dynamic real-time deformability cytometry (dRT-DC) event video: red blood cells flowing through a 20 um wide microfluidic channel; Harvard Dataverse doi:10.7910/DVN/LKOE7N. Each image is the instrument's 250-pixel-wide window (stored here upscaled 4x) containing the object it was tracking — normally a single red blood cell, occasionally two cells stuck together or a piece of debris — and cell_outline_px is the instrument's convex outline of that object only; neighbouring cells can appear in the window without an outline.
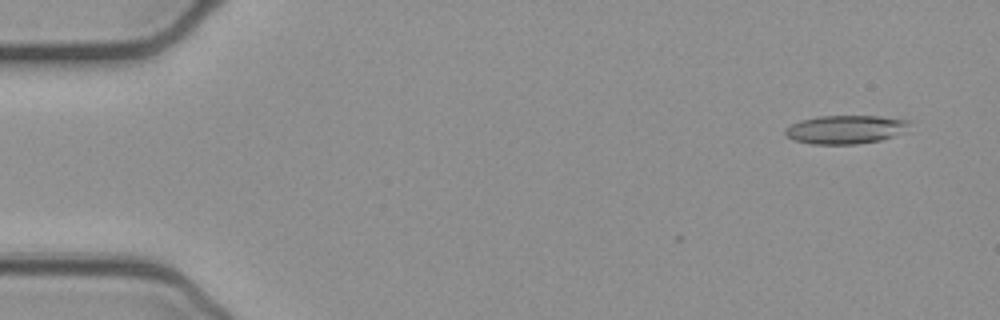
{"species": "common noctule bat (a hibernating species)", "species_latin": "Nyctalus noctula", "temperature_condition": "cold", "stored_images_in_passage": 52, "camera_frame_rate_fps": 3000, "um_per_image_px": 0.085, "animal": {"sex": "female", "body_mass_g": 21.9}, "frame": {"image": 1, "passage_image": 4, "time_ms": 1.0, "image_size_px": [1000, 320], "cell_outline_px": [[912, 120], [908, 124], [892, 136], [880, 140], [856, 144], [812, 144], [792, 140], [784, 136], [784, 128], [800, 120], [816, 116], [880, 116]], "centroid_in_image_um": [71.75, 11.0], "position_along_channel_um": 13.3, "area_um2": 20.52}}
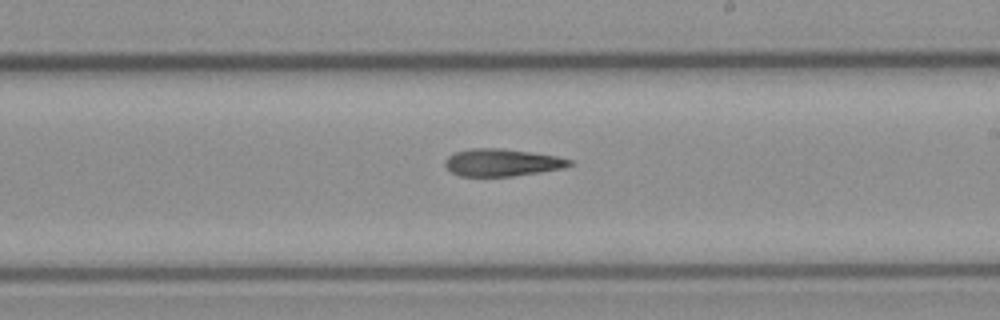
{"frame": {"image": 2, "passage_image": 31, "time_ms": 10.0, "image_size_px": [1000, 320], "cell_outline_px": [[572, 164], [564, 168], [540, 172], [512, 176], [460, 176], [452, 172], [444, 164], [444, 160], [448, 156], [456, 152], [472, 148], [500, 148], [532, 152], [556, 156], [572, 160]], "centroid_in_image_um": [42.67, 13.81], "position_along_channel_um": 246.3, "area_um2": 19.77}}
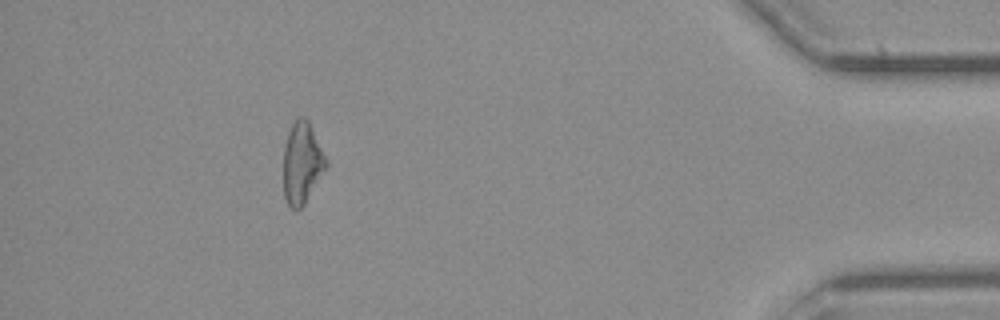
{"frame": {"image": 3, "passage_image": 48, "time_ms": 15.667, "image_size_px": [1000, 320], "cell_outline_px": [[328, 168], [304, 204], [296, 212], [288, 204], [284, 196], [284, 144], [288, 132], [292, 124], [300, 116], [304, 116], [308, 120], [328, 160]], "centroid_in_image_um": [25.69, 13.87], "position_along_channel_um": 409.5, "area_um2": 20.46}}